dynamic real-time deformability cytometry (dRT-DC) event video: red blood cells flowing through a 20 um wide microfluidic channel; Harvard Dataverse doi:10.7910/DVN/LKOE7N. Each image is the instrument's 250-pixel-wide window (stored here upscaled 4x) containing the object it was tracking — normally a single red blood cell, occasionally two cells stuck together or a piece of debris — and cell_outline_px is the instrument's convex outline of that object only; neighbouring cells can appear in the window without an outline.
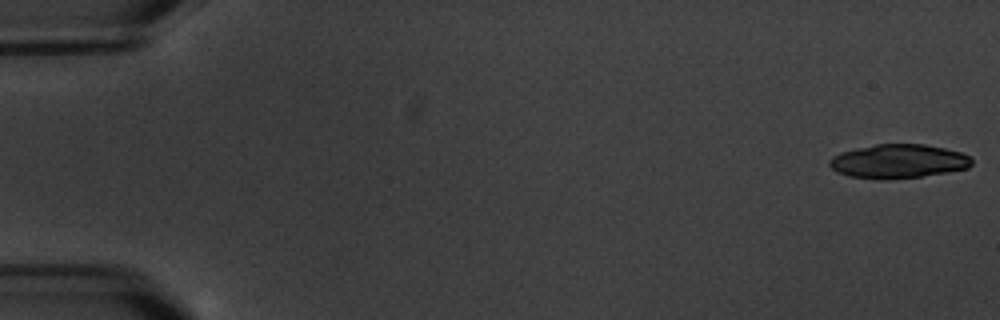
{"species": "common noctule bat (a hibernating species)", "species_latin": "Nyctalus noctula", "temperature_condition": "warm", "stored_images_in_passage": 6, "camera_frame_rate_fps": 3000, "um_per_image_px": 0.085, "animal": {"sex": "male", "body_mass_g": 20.1, "forearm_length_mm": 53.5}, "frame": {"image": 1, "passage_image": 1, "time_ms": 0.0, "image_size_px": [1000, 320], "cell_outline_px": [[972, 164], [968, 168], [948, 172], [920, 176], [880, 180], [848, 176], [836, 172], [828, 164], [828, 160], [832, 156], [840, 152], [856, 148], [876, 144], [924, 144], [944, 148], [960, 152], [968, 156], [972, 160]], "centroid_in_image_um": [76.31, 13.71], "position_along_channel_um": 8.7, "area_um2": 28.21}}